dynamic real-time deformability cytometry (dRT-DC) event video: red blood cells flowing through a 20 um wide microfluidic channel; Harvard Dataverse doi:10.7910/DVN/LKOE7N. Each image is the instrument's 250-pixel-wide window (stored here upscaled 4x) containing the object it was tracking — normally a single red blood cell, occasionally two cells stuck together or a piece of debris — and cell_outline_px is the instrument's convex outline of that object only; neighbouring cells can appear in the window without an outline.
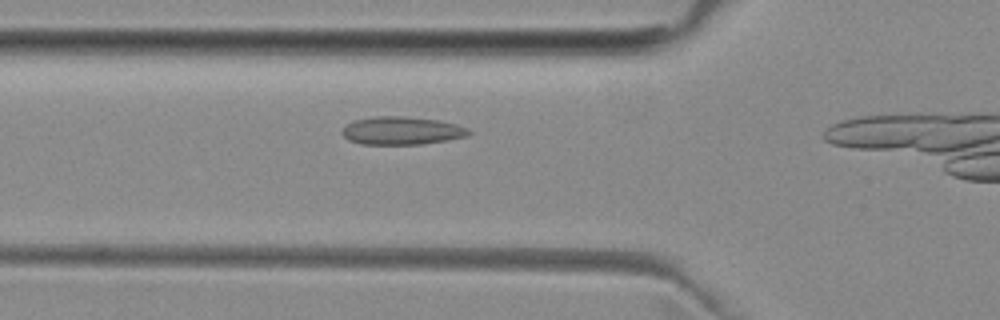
{"species": "common noctule bat (a hibernating species)", "species_latin": "Nyctalus noctula", "temperature_condition": "room temperature", "stored_images_in_passage": 16, "camera_frame_rate_fps": 3000, "um_per_image_px": 0.085, "animal": {"sex": "female", "body_mass_g": 29.2, "forearm_length_mm": 56.3}, "frame": {"image": 1, "passage_image": 12, "time_ms": 3.667, "image_size_px": [1000, 320], "cell_outline_px": [[472, 132], [468, 136], [448, 140], [424, 144], [360, 144], [348, 140], [340, 132], [348, 124], [356, 120], [372, 116], [408, 116], [440, 120], [456, 124], [468, 128]], "centroid_in_image_um": [34.18, 11.1], "position_along_channel_um": 91.6, "area_um2": 20.87}}